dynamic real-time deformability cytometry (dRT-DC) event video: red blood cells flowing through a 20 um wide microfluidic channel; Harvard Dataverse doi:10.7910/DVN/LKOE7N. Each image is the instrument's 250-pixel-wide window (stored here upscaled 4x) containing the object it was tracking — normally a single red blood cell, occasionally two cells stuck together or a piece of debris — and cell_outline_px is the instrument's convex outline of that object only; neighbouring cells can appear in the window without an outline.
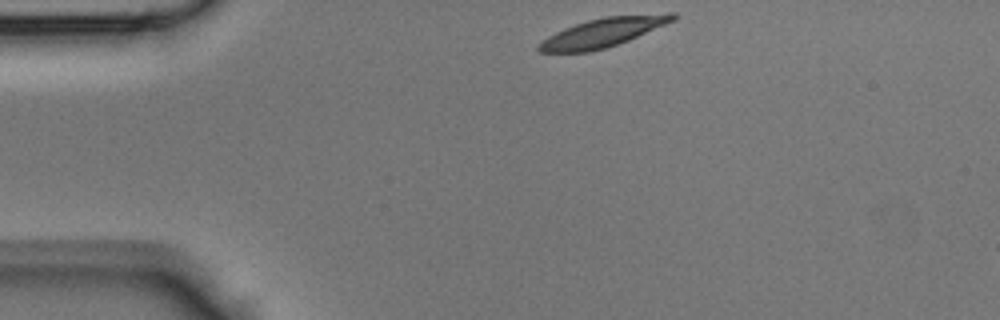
{"species": "Egyptian fruit bat (a non-hibernating species)", "species_latin": "Rousettus aegyptiacus", "temperature_condition": "room temperature", "stored_images_in_passage": 25, "camera_frame_rate_fps": 3000, "um_per_image_px": 0.085, "animal": {"sex": "male"}, "frame": {"image": 1, "passage_image": 1, "time_ms": 0.0, "image_size_px": [1000, 320], "cell_outline_px": [[680, 16], [676, 20], [628, 40], [604, 48], [588, 52], [540, 52], [536, 48], [536, 44], [548, 36], [564, 28], [588, 20], [604, 16], [668, 12], [676, 12]], "centroid_in_image_um": [51.31, 2.73], "position_along_channel_um": 33.7, "area_um2": 22.83}}
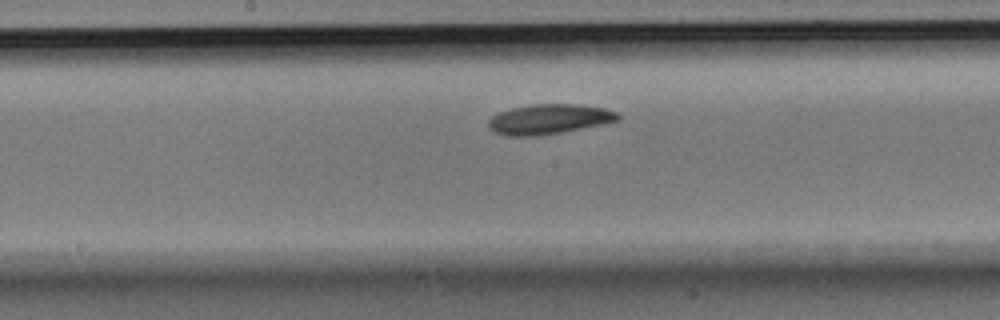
{"frame": {"image": 2, "passage_image": 15, "time_ms": 4.667, "image_size_px": [1000, 320], "cell_outline_px": [[620, 120], [560, 132], [536, 136], [508, 136], [496, 132], [488, 128], [488, 120], [492, 116], [500, 112], [512, 108], [532, 104], [580, 104], [604, 108], [616, 112], [620, 116]], "centroid_in_image_um": [46.64, 10.12], "position_along_channel_um": 201.6, "area_um2": 22.37}}
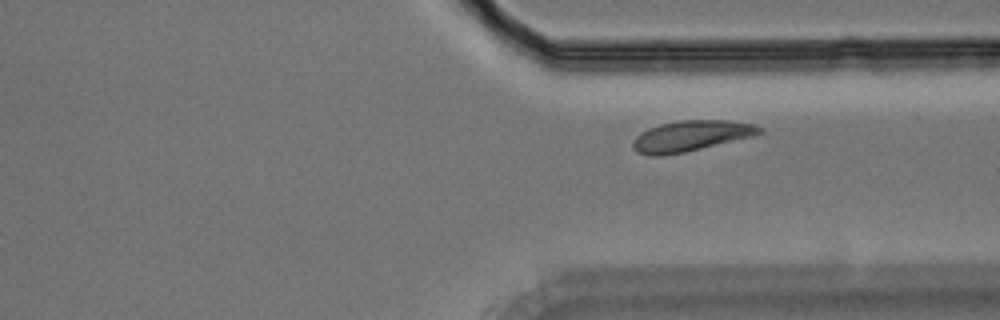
{"frame": {"image": 3, "passage_image": 25, "time_ms": 8.0, "image_size_px": [1000, 320], "cell_outline_px": [[764, 132], [752, 136], [684, 152], [660, 156], [648, 156], [636, 152], [632, 148], [632, 140], [640, 132], [648, 128], [660, 124], [680, 120], [728, 120], [752, 124], [764, 128]], "centroid_in_image_um": [58.67, 11.55], "position_along_channel_um": 352.7, "area_um2": 22.66}}